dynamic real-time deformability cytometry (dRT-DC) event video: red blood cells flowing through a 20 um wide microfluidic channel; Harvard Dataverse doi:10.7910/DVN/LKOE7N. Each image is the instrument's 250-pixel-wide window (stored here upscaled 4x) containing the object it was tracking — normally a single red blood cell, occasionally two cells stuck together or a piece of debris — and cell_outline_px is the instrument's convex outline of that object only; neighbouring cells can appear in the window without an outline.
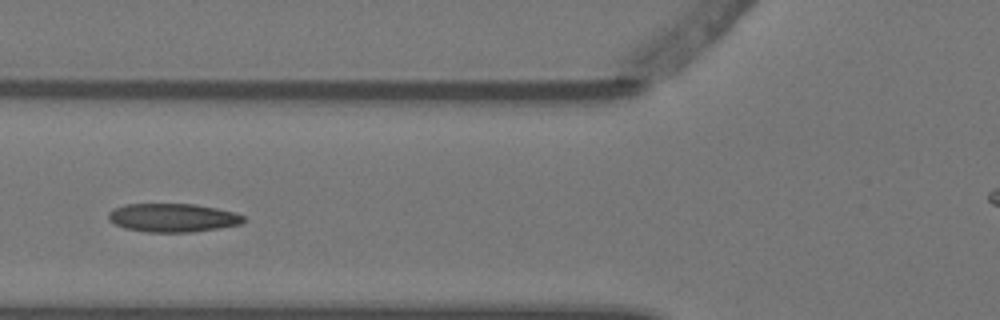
{"species": "Egyptian fruit bat (a non-hibernating species)", "species_latin": "Rousettus aegyptiacus", "temperature_condition": "warm", "stored_images_in_passage": 4, "camera_frame_rate_fps": 3000, "um_per_image_px": 0.085, "animal": {"sex": "female"}, "frame": {"image": 1, "passage_image": 4, "time_ms": 1.0, "image_size_px": [1000, 320], "cell_outline_px": [[244, 220], [240, 224], [220, 228], [192, 232], [148, 232], [124, 228], [108, 220], [108, 212], [112, 208], [124, 204], [196, 204], [236, 212], [244, 216]], "centroid_in_image_um": [14.67, 18.5], "position_along_channel_um": 111.1, "area_um2": 22.6}}